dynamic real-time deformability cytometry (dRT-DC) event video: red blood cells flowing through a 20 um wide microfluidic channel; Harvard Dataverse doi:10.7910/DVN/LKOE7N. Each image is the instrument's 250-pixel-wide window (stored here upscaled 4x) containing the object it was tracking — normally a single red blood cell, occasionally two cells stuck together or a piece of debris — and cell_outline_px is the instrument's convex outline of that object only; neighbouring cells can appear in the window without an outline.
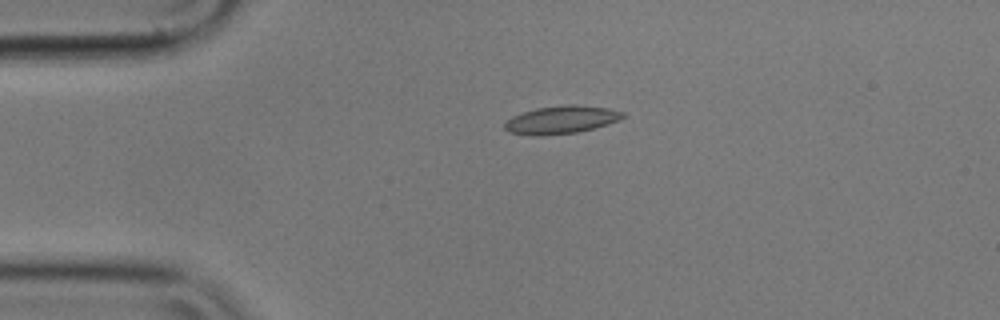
{"species": "common noctule bat (a hibernating species)", "species_latin": "Nyctalus noctula", "temperature_condition": "cold", "stored_images_in_passage": 45, "camera_frame_rate_fps": 3000, "um_per_image_px": 0.085, "animal": {"sex": "male", "body_mass_g": 17.9}, "frame": {"image": 1, "passage_image": 1, "time_ms": 0.0, "image_size_px": [1000, 320], "cell_outline_px": [[628, 116], [620, 120], [608, 124], [576, 132], [544, 136], [532, 136], [508, 132], [504, 128], [504, 124], [512, 116], [536, 108], [572, 104], [608, 108], [624, 112]], "centroid_in_image_um": [47.72, 10.19], "position_along_channel_um": 37.3, "area_um2": 19.25}}
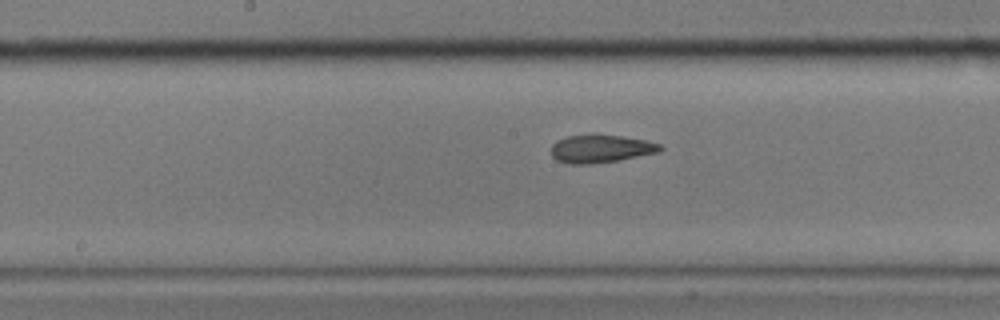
{"frame": {"image": 2, "passage_image": 17, "time_ms": 5.333, "image_size_px": [1000, 320], "cell_outline_px": [[664, 148], [660, 152], [616, 160], [592, 164], [568, 164], [556, 160], [552, 156], [552, 144], [556, 140], [568, 136], [592, 132], [620, 136], [644, 140], [660, 144]], "centroid_in_image_um": [51.02, 12.61], "position_along_channel_um": 197.2, "area_um2": 18.09}}
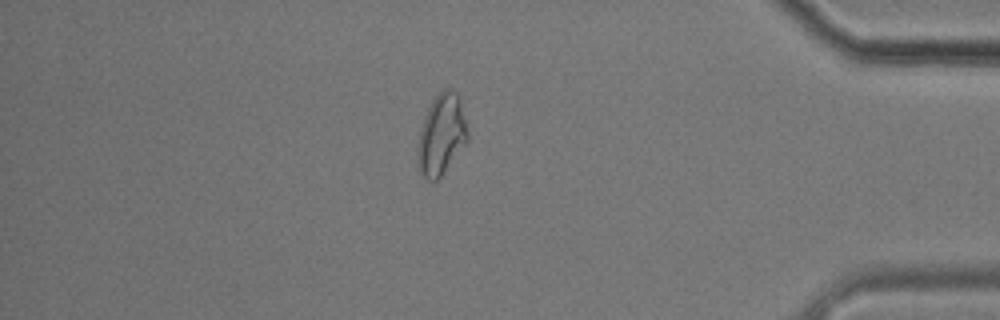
{"frame": {"image": 3, "passage_image": 37, "time_ms": 12.0, "image_size_px": [1000, 320], "cell_outline_px": [[468, 140], [440, 176], [436, 180], [428, 180], [420, 172], [416, 160], [416, 152], [420, 128], [424, 116], [432, 100], [444, 88], [452, 88], [460, 96], [468, 132]], "centroid_in_image_um": [37.51, 11.4], "position_along_channel_um": 397.7, "area_um2": 23.52}, "authors_computed_cell_mechanics": {"area_um2": 18.207, "velocity_mm_per_s": 3.5402, "shape_relaxation_time_tau1_ms": null, "shape_relaxation_time_tau2_ms": 2.7184, "deformation_change_tau1": null, "deformation_change_tau2": 0.0801}}